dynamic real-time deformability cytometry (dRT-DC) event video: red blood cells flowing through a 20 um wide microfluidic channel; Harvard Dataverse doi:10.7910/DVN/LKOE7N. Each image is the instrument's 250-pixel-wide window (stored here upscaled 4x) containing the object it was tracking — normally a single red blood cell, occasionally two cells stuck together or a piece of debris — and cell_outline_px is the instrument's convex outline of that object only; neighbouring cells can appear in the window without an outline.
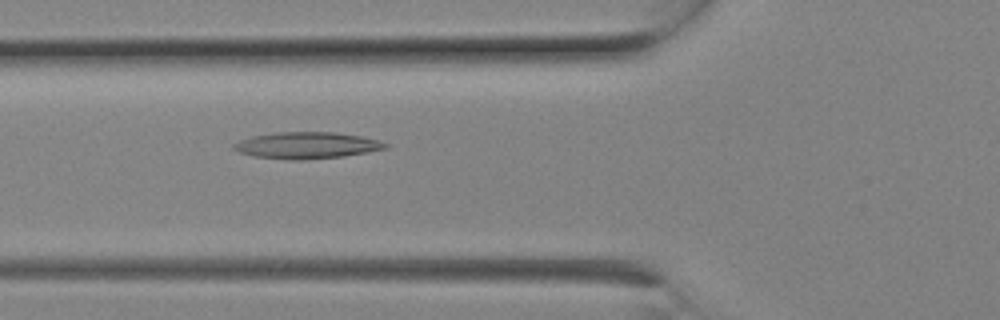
{"species": "Egyptian fruit bat (a non-hibernating species)", "species_latin": "Rousettus aegyptiacus", "temperature_condition": "room temperature", "stored_images_in_passage": 7, "camera_frame_rate_fps": 3000, "um_per_image_px": 0.085, "animal": {"sex": "female"}, "frame": {"image": 1, "passage_image": 7, "time_ms": 2.0, "image_size_px": [1000, 320], "cell_outline_px": [[388, 148], [368, 152], [344, 156], [304, 160], [288, 160], [252, 156], [240, 152], [232, 148], [232, 144], [240, 140], [252, 136], [276, 132], [336, 132], [360, 136], [376, 140], [388, 144]], "centroid_in_image_um": [26.05, 12.36], "position_along_channel_um": 99.8, "area_um2": 23.52}}